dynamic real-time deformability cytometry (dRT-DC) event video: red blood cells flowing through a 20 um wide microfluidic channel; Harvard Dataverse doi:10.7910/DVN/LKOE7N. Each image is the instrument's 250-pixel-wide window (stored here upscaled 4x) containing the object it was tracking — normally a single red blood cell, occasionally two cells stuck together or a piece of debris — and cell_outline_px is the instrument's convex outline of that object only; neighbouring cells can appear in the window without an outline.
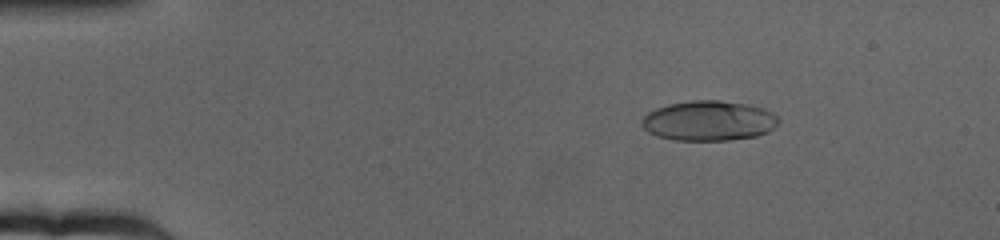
{"species": "human", "species_latin": "Homo sapiens", "temperature_condition": "cold", "stored_images_in_passage": 65, "camera_frame_rate_fps": 3000, "um_per_image_px": 0.085, "donor": {"sex": "female"}, "frame": {"image": 1, "passage_image": 10, "time_ms": 3.0, "image_size_px": [1000, 240], "cell_outline_px": [[780, 120], [768, 132], [756, 136], [728, 140], [672, 140], [656, 136], [648, 132], [640, 124], [640, 120], [648, 112], [656, 108], [668, 104], [692, 100], [720, 100], [748, 104], [764, 108], [772, 112]], "centroid_in_image_um": [60.22, 10.26], "position_along_channel_um": 24.8, "area_um2": 32.08}}
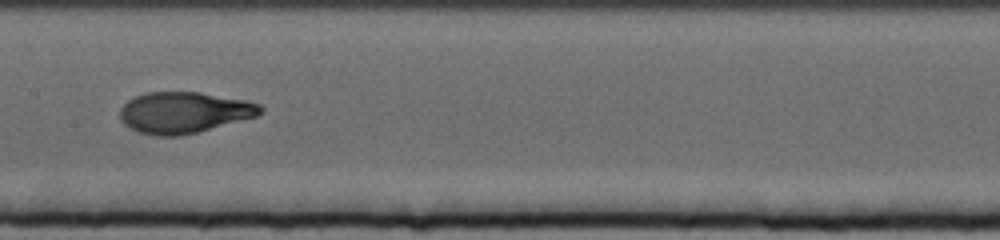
{"frame": {"image": 2, "passage_image": 34, "time_ms": 11.0, "image_size_px": [1000, 240], "cell_outline_px": [[264, 108], [256, 116], [196, 132], [180, 136], [156, 136], [140, 132], [128, 128], [120, 120], [120, 108], [128, 100], [144, 92], [200, 92], [248, 100], [260, 104]], "centroid_in_image_um": [15.61, 9.55], "position_along_channel_um": 191.8, "area_um2": 33.7}}
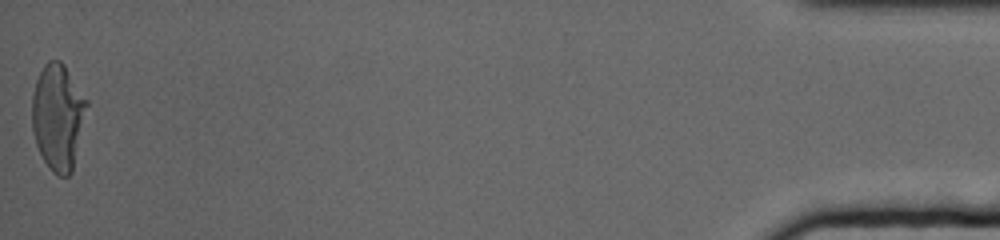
{"frame": {"image": 3, "passage_image": 65, "time_ms": 21.333, "image_size_px": [1000, 240], "cell_outline_px": [[88, 104], [72, 172], [68, 176], [56, 176], [52, 172], [44, 160], [36, 144], [32, 128], [32, 96], [36, 80], [44, 64], [48, 60], [60, 60], [64, 64], [88, 100]], "centroid_in_image_um": [4.92, 9.92], "position_along_channel_um": 430.3, "area_um2": 33.87}, "authors_computed_cell_mechanics": {"area_um2": 33.1772, "velocity_mm_per_s": 3.1613, "shape_relaxation_time_tau1_ms": 4.6343, "shape_relaxation_time_tau2_ms": 1.2255, "deformation_change_tau1": 0.218, "deformation_change_tau2": 0.0695}}